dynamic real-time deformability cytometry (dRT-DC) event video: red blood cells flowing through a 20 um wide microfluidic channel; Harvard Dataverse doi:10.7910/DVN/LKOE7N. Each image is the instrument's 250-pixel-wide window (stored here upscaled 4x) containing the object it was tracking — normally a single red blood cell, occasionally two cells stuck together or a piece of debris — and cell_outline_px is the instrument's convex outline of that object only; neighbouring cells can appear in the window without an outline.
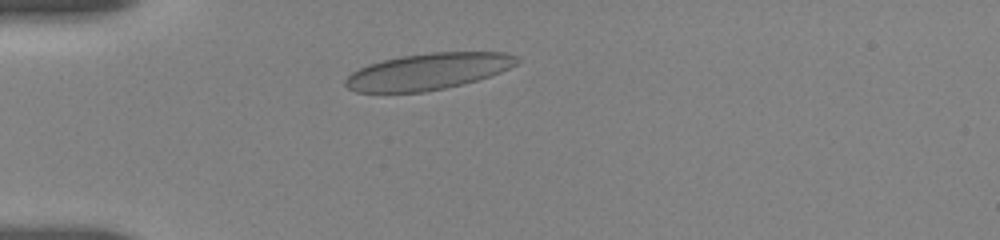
{"species": "human", "species_latin": "Homo sapiens", "temperature_condition": "room temperature", "stored_images_in_passage": 10, "camera_frame_rate_fps": 3000, "um_per_image_px": 0.085, "donor": {"sex": "female"}, "frame": {"image": 1, "passage_image": 4, "time_ms": 1.667, "image_size_px": [1000, 240], "cell_outline_px": [[520, 60], [516, 64], [500, 72], [476, 80], [444, 88], [424, 92], [356, 92], [348, 88], [344, 84], [344, 80], [352, 72], [368, 64], [400, 56], [432, 52], [504, 52], [516, 56]], "centroid_in_image_um": [36.36, 6.07], "position_along_channel_um": 48.6, "area_um2": 36.13}}
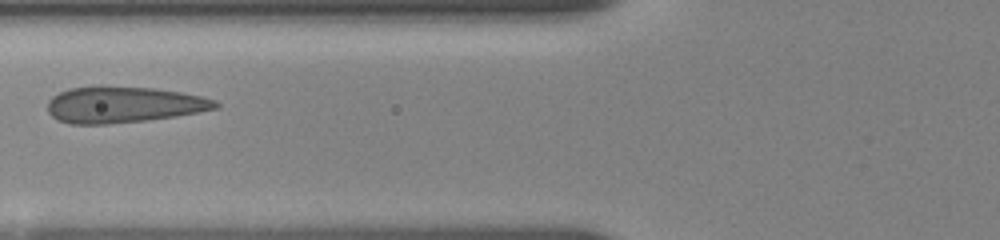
{"frame": {"image": 2, "passage_image": 7, "time_ms": 4.0, "image_size_px": [1000, 240], "cell_outline_px": [[220, 108], [176, 116], [144, 120], [108, 124], [68, 124], [56, 120], [48, 112], [48, 100], [52, 96], [68, 88], [96, 84], [104, 84], [152, 88], [180, 92], [200, 96], [216, 100], [220, 104]], "centroid_in_image_um": [10.45, 8.87], "position_along_channel_um": 115.4, "area_um2": 36.13}}
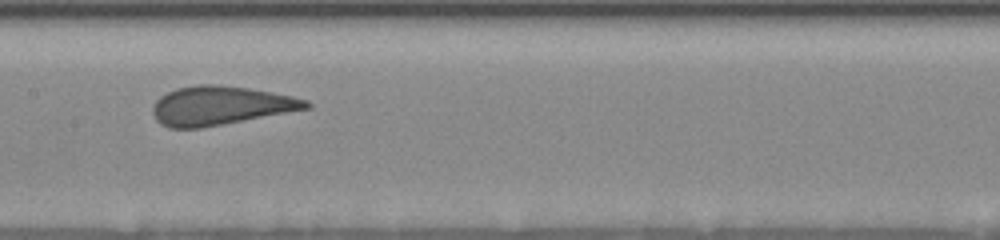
{"frame": {"image": 3, "passage_image": 9, "time_ms": 6.0, "image_size_px": [1000, 240], "cell_outline_px": [[312, 104], [308, 108], [200, 128], [168, 128], [160, 124], [156, 120], [152, 112], [152, 108], [156, 100], [160, 96], [176, 88], [196, 84], [216, 84], [248, 88], [292, 96], [308, 100]], "centroid_in_image_um": [18.67, 8.97], "position_along_channel_um": 188.7, "area_um2": 34.45}}